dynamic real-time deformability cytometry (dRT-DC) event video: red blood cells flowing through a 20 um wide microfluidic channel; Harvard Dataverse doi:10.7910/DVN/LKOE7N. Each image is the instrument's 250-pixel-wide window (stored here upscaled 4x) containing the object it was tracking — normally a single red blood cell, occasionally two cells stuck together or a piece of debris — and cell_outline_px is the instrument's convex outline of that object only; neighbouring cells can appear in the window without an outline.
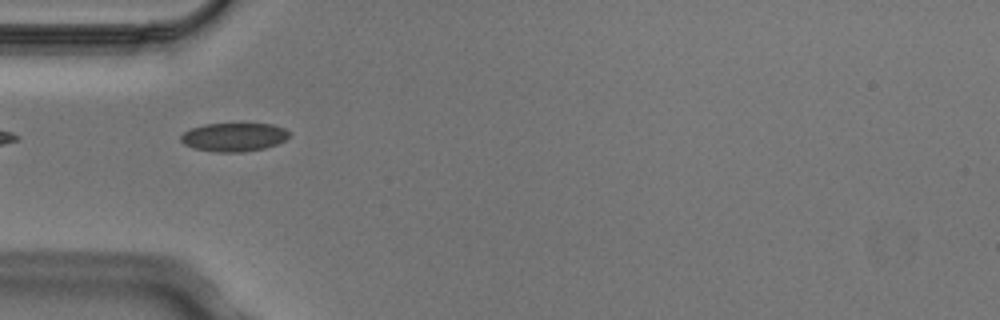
{"species": "Egyptian fruit bat (a non-hibernating species)", "species_latin": "Rousettus aegyptiacus", "temperature_condition": "cold", "stored_images_in_passage": 6, "segment_of_instrument_passage": [2, 2], "camera_frame_rate_fps": 3000, "um_per_image_px": 0.085, "animal": {"sex": "male"}, "frame": {"image": 1, "passage_image": 5, "time_ms": 1.333, "image_size_px": [1000, 320], "cell_outline_px": [[292, 136], [276, 144], [264, 148], [244, 152], [220, 152], [196, 148], [184, 144], [180, 140], [180, 136], [184, 132], [192, 128], [204, 124], [272, 124], [284, 128], [292, 132]], "centroid_in_image_um": [19.93, 11.64], "position_along_channel_um": 65.1, "area_um2": 17.98}}
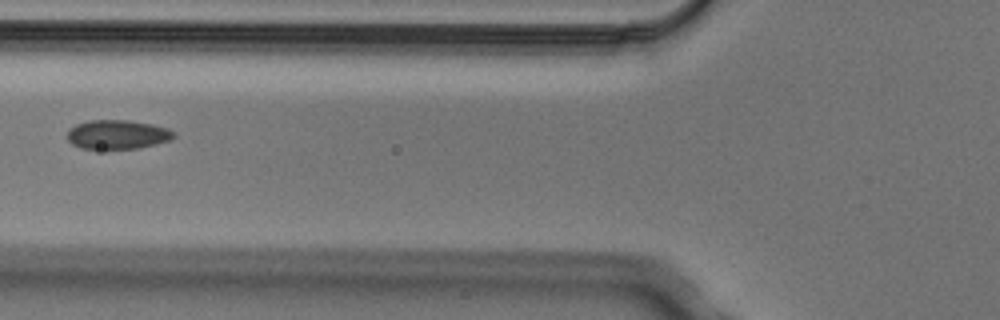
{"frame": {"image": 2, "passage_image": 6, "time_ms": 1.667, "image_size_px": [1000, 320], "cell_outline_px": [[176, 136], [168, 140], [156, 144], [136, 148], [80, 148], [72, 144], [68, 140], [68, 128], [76, 124], [88, 120], [128, 120], [152, 124], [168, 128], [176, 132]], "centroid_in_image_um": [9.98, 11.41], "position_along_channel_um": 115.8, "area_um2": 18.03}}